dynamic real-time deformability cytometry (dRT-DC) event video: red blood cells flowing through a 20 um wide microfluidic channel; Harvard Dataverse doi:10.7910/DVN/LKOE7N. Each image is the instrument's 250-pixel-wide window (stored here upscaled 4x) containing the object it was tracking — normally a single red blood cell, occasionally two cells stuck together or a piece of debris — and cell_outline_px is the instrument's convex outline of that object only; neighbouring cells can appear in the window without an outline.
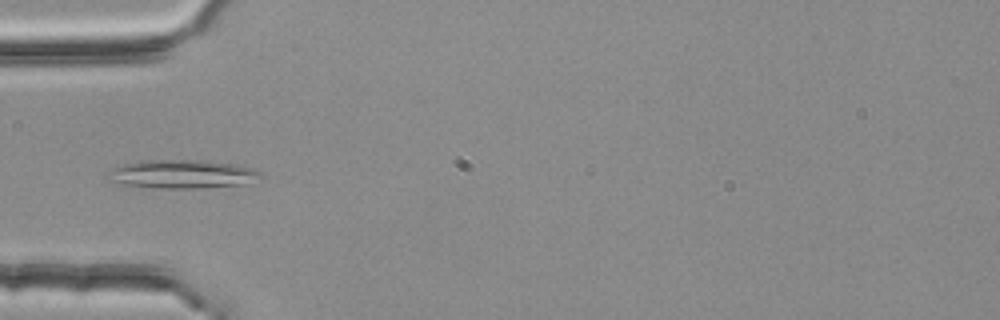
{"species": "common noctule bat (a hibernating species)", "species_latin": "Nyctalus noctula", "temperature_condition": "room temperature", "stored_images_in_passage": 4, "camera_frame_rate_fps": 3000, "um_per_image_px": 0.085, "animal": {"sex": "female", "body_mass_g": 25.1}, "frame": {"image": 1, "passage_image": 4, "time_ms": 1.0, "image_size_px": [1000, 320], "cell_outline_px": [[264, 176], [244, 184], [196, 188], [160, 188], [116, 184], [108, 180], [104, 176], [112, 168], [136, 160], [200, 160], [236, 164], [252, 168], [260, 172]], "centroid_in_image_um": [15.41, 14.79], "position_along_channel_um": 69.6, "area_um2": 25.66}}